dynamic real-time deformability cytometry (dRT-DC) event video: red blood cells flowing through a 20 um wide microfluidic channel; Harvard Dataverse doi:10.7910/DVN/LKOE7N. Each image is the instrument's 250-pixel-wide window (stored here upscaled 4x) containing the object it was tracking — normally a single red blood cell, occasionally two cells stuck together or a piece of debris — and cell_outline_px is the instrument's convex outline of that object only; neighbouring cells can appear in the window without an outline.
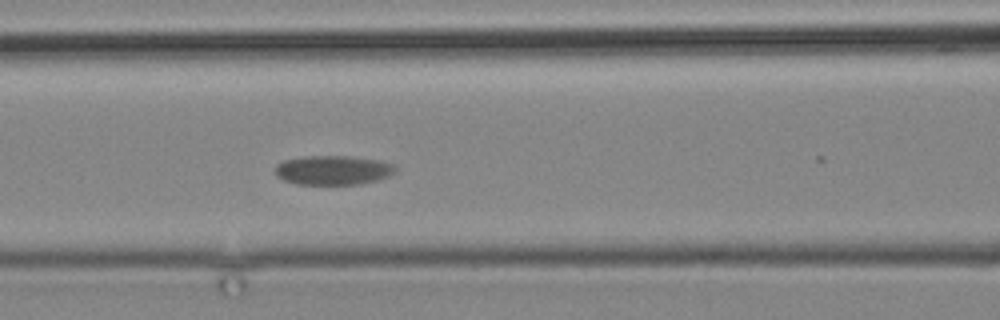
{"species": "common noctule bat (a hibernating species)", "species_latin": "Nyctalus noctula", "temperature_condition": "cold", "stored_images_in_passage": 3, "camera_frame_rate_fps": 3000, "um_per_image_px": 0.085, "animal": {"sex": "male", "body_mass_g": 19.2, "forearm_length_mm": 51.8}, "frame": {"image": 1, "passage_image": 3, "time_ms": 2.333, "image_size_px": [1000, 320], "cell_outline_px": [[396, 168], [388, 176], [376, 180], [360, 184], [296, 184], [284, 180], [276, 176], [276, 164], [284, 160], [304, 156], [352, 156], [380, 160], [396, 164]], "centroid_in_image_um": [28.31, 14.45], "position_along_channel_um": 138.3, "area_um2": 20.58}}